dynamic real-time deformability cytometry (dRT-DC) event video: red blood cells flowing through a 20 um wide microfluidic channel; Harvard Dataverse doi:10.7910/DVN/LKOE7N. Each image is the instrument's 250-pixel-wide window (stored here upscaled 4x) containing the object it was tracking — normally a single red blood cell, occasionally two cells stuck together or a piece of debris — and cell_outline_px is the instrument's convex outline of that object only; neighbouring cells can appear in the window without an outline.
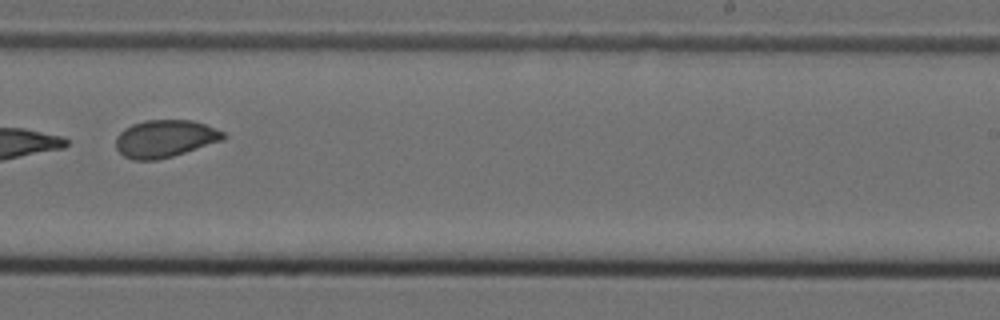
{"species": "Egyptian fruit bat (a non-hibernating species)", "species_latin": "Rousettus aegyptiacus", "temperature_condition": "cold", "stored_images_in_passage": 8, "segment_of_instrument_passage": [1, 2], "camera_frame_rate_fps": 3000, "um_per_image_px": 0.085, "animal": {"sex": "female"}, "frame": {"image": 1, "passage_image": 7, "time_ms": 2.0, "image_size_px": [1000, 320], "cell_outline_px": [[228, 136], [224, 140], [172, 156], [156, 160], [132, 160], [124, 156], [116, 148], [116, 136], [124, 128], [132, 124], [144, 120], [192, 120], [204, 124], [224, 132]], "centroid_in_image_um": [14.02, 11.78], "position_along_channel_um": 275.0, "area_um2": 23.47}}